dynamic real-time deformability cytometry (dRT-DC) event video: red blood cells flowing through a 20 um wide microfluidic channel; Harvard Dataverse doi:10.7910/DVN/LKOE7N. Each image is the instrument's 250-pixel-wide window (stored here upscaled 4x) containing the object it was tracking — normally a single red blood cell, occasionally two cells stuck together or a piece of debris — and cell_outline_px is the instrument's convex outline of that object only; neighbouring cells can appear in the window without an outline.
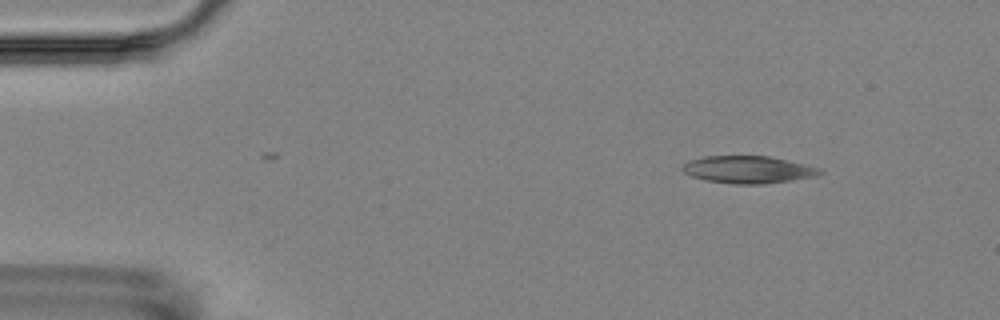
{"species": "Egyptian fruit bat (a non-hibernating species)", "species_latin": "Rousettus aegyptiacus", "temperature_condition": "room temperature", "stored_images_in_passage": 4, "camera_frame_rate_fps": 3000, "um_per_image_px": 0.085, "animal": {"sex": "female"}, "frame": {"image": 1, "passage_image": 1, "time_ms": 0.0, "image_size_px": [1000, 320], "cell_outline_px": [[824, 172], [816, 176], [792, 180], [764, 184], [732, 184], [704, 180], [692, 176], [684, 172], [680, 168], [684, 164], [692, 160], [704, 156], [772, 156], [820, 168]], "centroid_in_image_um": [63.6, 14.42], "position_along_channel_um": 21.4, "area_um2": 21.91}}
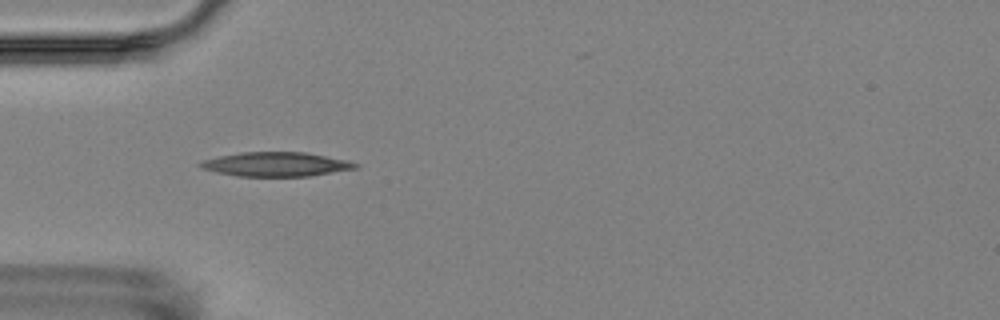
{"frame": {"image": 2, "passage_image": 4, "time_ms": 3.333, "image_size_px": [1000, 320], "cell_outline_px": [[360, 164], [356, 168], [308, 176], [236, 176], [216, 172], [200, 168], [196, 164], [204, 160], [220, 156], [240, 152], [304, 152], [348, 160]], "centroid_in_image_um": [23.43, 13.96], "position_along_channel_um": 61.6, "area_um2": 21.79}}